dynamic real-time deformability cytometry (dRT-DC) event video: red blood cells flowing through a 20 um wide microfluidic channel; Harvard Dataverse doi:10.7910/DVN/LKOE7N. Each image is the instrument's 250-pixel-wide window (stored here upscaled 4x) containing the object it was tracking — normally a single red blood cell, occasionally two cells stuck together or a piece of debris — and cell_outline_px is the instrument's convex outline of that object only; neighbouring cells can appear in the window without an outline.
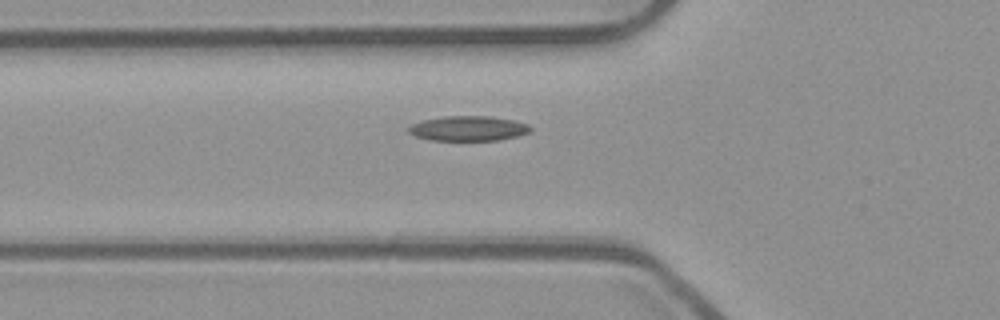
{"species": "common noctule bat (a hibernating species)", "species_latin": "Nyctalus noctula", "temperature_condition": "room temperature", "stored_images_in_passage": 30, "camera_frame_rate_fps": 3000, "um_per_image_px": 0.085, "animal": {"sex": "male", "body_mass_g": 23.1, "forearm_length_mm": 52.7}, "frame": {"image": 1, "passage_image": 2, "time_ms": 0.333, "image_size_px": [1000, 320], "cell_outline_px": [[532, 128], [528, 132], [516, 136], [500, 140], [432, 140], [416, 136], [408, 132], [404, 128], [412, 124], [424, 120], [444, 116], [488, 116], [512, 120], [528, 124]], "centroid_in_image_um": [39.77, 10.91], "position_along_channel_um": 86.0, "area_um2": 17.57}}
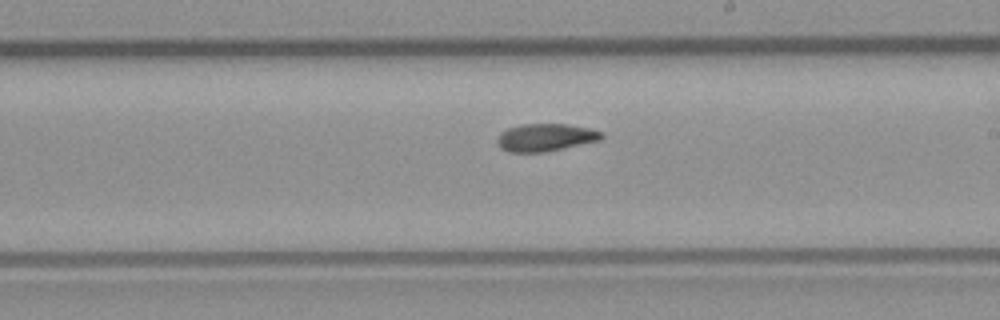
{"frame": {"image": 2, "passage_image": 14, "time_ms": 4.333, "image_size_px": [1000, 320], "cell_outline_px": [[604, 136], [600, 140], [544, 152], [508, 152], [500, 148], [496, 140], [500, 132], [508, 128], [520, 124], [568, 124], [588, 128], [604, 132]], "centroid_in_image_um": [46.34, 11.67], "position_along_channel_um": 242.7, "area_um2": 16.82}}
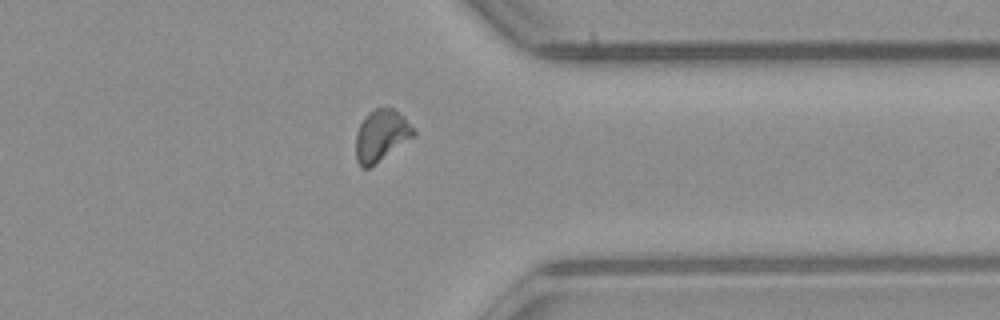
{"frame": {"image": 3, "passage_image": 25, "time_ms": 8.0, "image_size_px": [1000, 320], "cell_outline_px": [[416, 136], [368, 168], [360, 168], [356, 160], [356, 132], [364, 116], [368, 112], [376, 108], [392, 108], [404, 116], [416, 132]], "centroid_in_image_um": [32.4, 11.52], "position_along_channel_um": 379.0, "area_um2": 17.4}}